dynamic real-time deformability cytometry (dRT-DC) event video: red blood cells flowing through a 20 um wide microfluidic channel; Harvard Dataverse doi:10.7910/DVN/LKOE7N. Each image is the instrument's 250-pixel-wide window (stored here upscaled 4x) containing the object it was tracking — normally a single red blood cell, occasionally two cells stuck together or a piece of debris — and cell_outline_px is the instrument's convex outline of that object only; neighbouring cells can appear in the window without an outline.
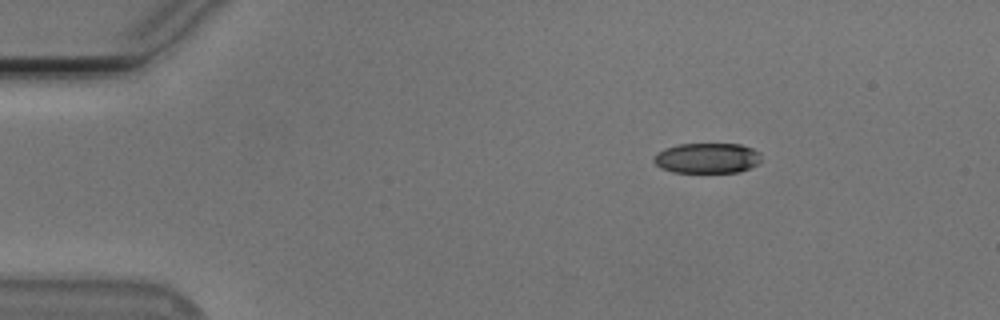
{"species": "Egyptian fruit bat (a non-hibernating species)", "species_latin": "Rousettus aegyptiacus", "temperature_condition": "cold", "stored_images_in_passage": 47, "camera_frame_rate_fps": 3000, "um_per_image_px": 0.085, "animal": {"sex": "male"}, "frame": {"image": 1, "passage_image": 1, "time_ms": 0.0, "image_size_px": [1000, 320], "cell_outline_px": [[760, 160], [756, 164], [740, 172], [672, 172], [660, 168], [652, 160], [664, 148], [680, 144], [740, 144], [752, 148], [760, 152]], "centroid_in_image_um": [60.11, 13.44], "position_along_channel_um": 24.9, "area_um2": 18.84}}
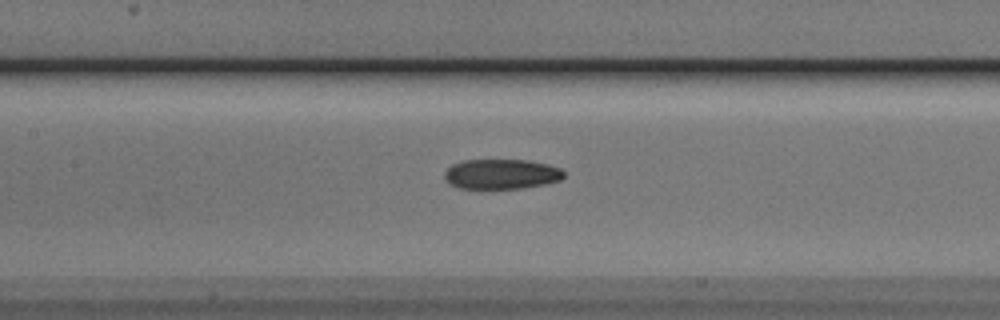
{"frame": {"image": 2, "passage_image": 18, "time_ms": 5.667, "image_size_px": [1000, 320], "cell_outline_px": [[564, 176], [560, 180], [548, 184], [520, 188], [460, 188], [448, 184], [444, 176], [444, 172], [452, 164], [460, 160], [528, 160], [548, 164], [560, 168], [564, 172]], "centroid_in_image_um": [42.61, 14.79], "position_along_channel_um": 164.8, "area_um2": 20.98}}
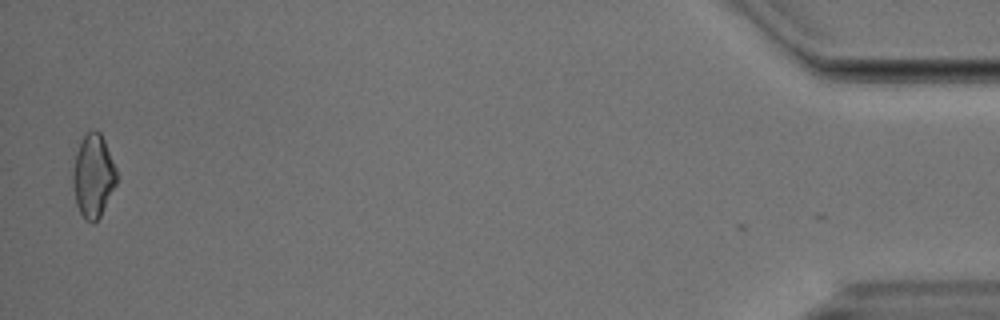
{"frame": {"image": 3, "passage_image": 46, "time_ms": 15.0, "image_size_px": [1000, 320], "cell_outline_px": [[116, 184], [100, 216], [92, 224], [84, 220], [76, 204], [72, 180], [72, 172], [76, 152], [84, 136], [92, 128], [96, 128], [100, 132], [104, 140], [116, 168]], "centroid_in_image_um": [7.91, 14.95], "position_along_channel_um": 427.3, "area_um2": 21.1}, "authors_computed_cell_mechanics": {"area_um2": 21.0392, "velocity_mm_per_s": 3.7913, "shape_relaxation_time_tau1_ms": 6.4201, "shape_relaxation_time_tau2_ms": 6.467, "deformation_change_tau1": 0.1587, "deformation_change_tau2": 0.1413}}